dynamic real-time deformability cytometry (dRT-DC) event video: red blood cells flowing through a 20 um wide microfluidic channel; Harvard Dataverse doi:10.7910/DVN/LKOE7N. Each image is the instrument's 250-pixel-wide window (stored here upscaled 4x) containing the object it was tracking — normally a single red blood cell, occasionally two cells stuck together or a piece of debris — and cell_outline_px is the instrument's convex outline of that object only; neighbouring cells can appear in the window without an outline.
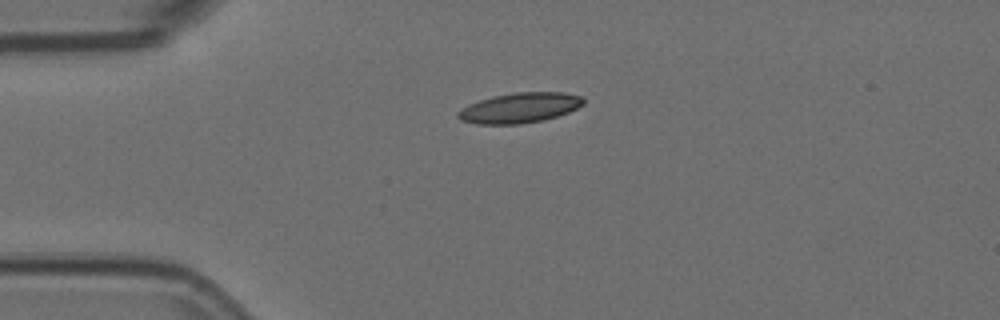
{"species": "Egyptian fruit bat (a non-hibernating species)", "species_latin": "Rousettus aegyptiacus", "temperature_condition": "room temperature", "stored_images_in_passage": 12, "camera_frame_rate_fps": 3000, "um_per_image_px": 0.085, "animal": {"sex": "female"}, "frame": {"image": 1, "passage_image": 1, "time_ms": 0.0, "image_size_px": [1000, 320], "cell_outline_px": [[584, 104], [568, 112], [544, 120], [520, 124], [476, 124], [460, 120], [456, 116], [456, 112], [468, 104], [492, 96], [516, 92], [564, 92], [580, 96], [584, 100]], "centroid_in_image_um": [44.14, 9.17], "position_along_channel_um": 40.9, "area_um2": 22.08}}
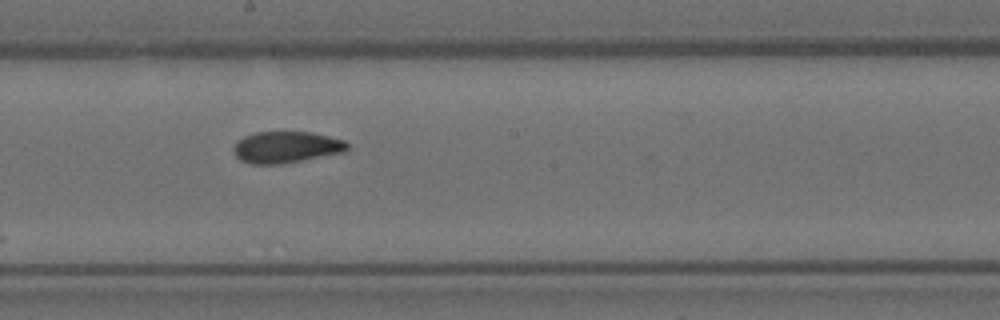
{"frame": {"image": 2, "passage_image": 6, "time_ms": 1.667, "image_size_px": [1000, 320], "cell_outline_px": [[348, 148], [344, 152], [280, 164], [248, 164], [240, 160], [236, 156], [232, 148], [236, 140], [244, 136], [256, 132], [312, 132], [344, 140], [348, 144]], "centroid_in_image_um": [24.28, 12.51], "position_along_channel_um": 223.9, "area_um2": 20.92}}
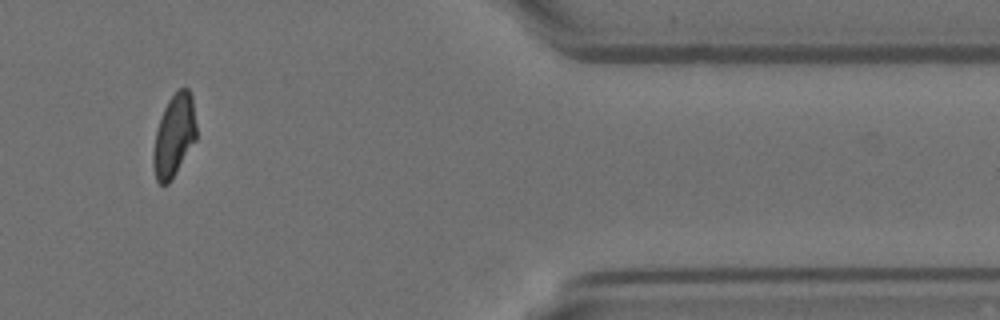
{"frame": {"image": 3, "passage_image": 10, "time_ms": 3.0, "image_size_px": [1000, 320], "cell_outline_px": [[196, 140], [172, 180], [168, 184], [160, 184], [156, 180], [152, 164], [152, 152], [156, 132], [164, 108], [168, 100], [180, 88], [188, 88], [192, 96], [196, 124]], "centroid_in_image_um": [14.79, 11.57], "position_along_channel_um": 396.6, "area_um2": 20.75}}